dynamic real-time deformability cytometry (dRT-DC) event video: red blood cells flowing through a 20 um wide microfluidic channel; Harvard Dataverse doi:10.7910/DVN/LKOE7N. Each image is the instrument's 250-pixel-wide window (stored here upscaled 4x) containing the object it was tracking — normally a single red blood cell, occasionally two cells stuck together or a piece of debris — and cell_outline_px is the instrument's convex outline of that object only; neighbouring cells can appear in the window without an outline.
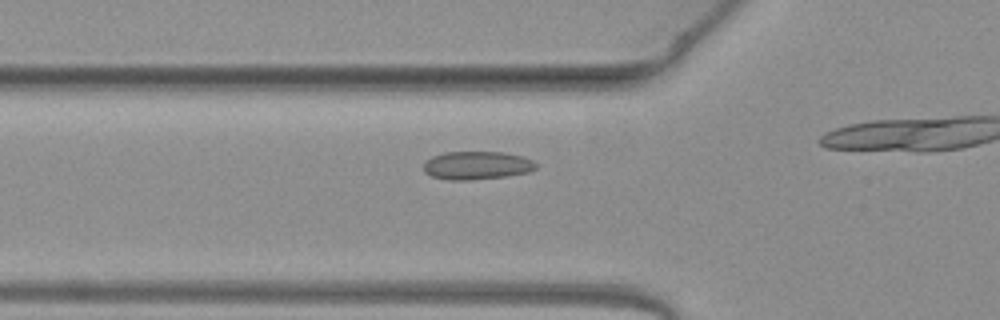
{"species": "common noctule bat (a hibernating species)", "species_latin": "Nyctalus noctula", "temperature_condition": "warm", "stored_images_in_passage": 15, "camera_frame_rate_fps": 3000, "um_per_image_px": 0.085, "animal": {"sex": "female", "body_mass_g": 19.3, "forearm_length_mm": 54.1}, "frame": {"image": 1, "passage_image": 11, "time_ms": 3.333, "image_size_px": [1000, 320], "cell_outline_px": [[536, 168], [528, 172], [508, 176], [468, 180], [448, 180], [432, 176], [424, 172], [424, 164], [432, 156], [444, 152], [504, 152], [524, 156], [532, 160], [536, 164]], "centroid_in_image_um": [40.54, 14.06], "position_along_channel_um": 85.3, "area_um2": 18.5}}